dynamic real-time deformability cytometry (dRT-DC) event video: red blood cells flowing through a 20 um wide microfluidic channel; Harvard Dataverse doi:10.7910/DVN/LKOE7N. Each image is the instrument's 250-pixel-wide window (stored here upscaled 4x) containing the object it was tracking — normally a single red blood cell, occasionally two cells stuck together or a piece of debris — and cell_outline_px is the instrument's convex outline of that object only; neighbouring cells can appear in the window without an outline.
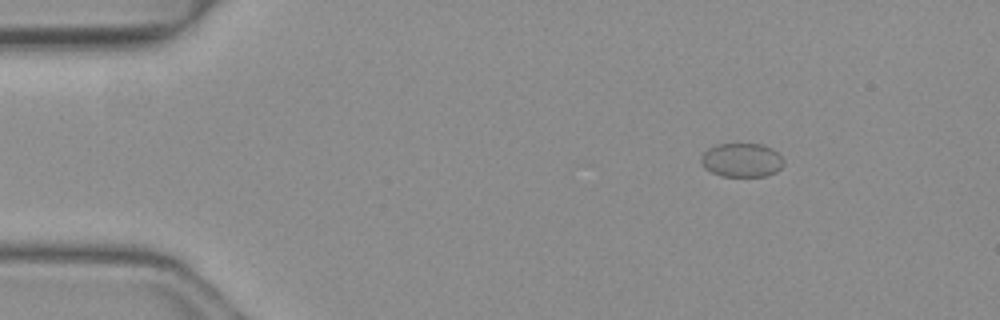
{"species": "common noctule bat (a hibernating species)", "species_latin": "Nyctalus noctula", "temperature_condition": "warm", "stored_images_in_passage": 17, "camera_frame_rate_fps": 3000, "um_per_image_px": 0.085, "animal": {"sex": "female", "body_mass_g": 19.3, "forearm_length_mm": 54.1}, "frame": {"image": 1, "passage_image": 1, "time_ms": 0.0, "image_size_px": [1000, 320], "cell_outline_px": [[784, 164], [776, 172], [768, 176], [720, 176], [704, 168], [700, 164], [700, 156], [708, 148], [716, 144], [760, 144], [772, 148], [784, 160]], "centroid_in_image_um": [63.02, 13.61], "position_along_channel_um": 22.0, "area_um2": 16.47}}
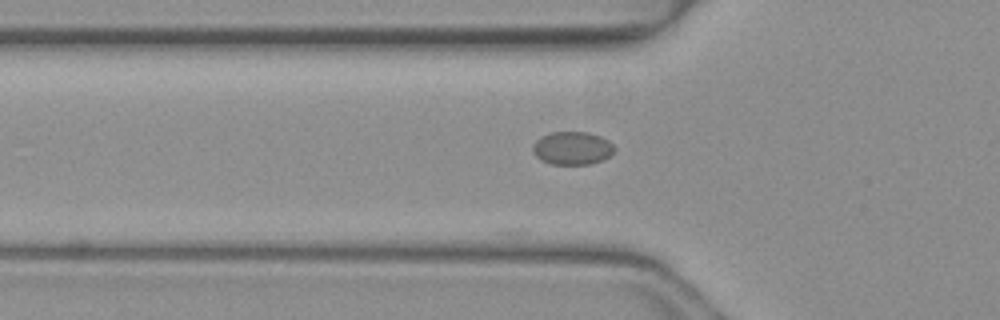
{"frame": {"image": 2, "passage_image": 11, "time_ms": 3.333, "image_size_px": [1000, 320], "cell_outline_px": [[616, 148], [604, 160], [588, 164], [552, 164], [540, 160], [532, 152], [532, 144], [540, 136], [548, 132], [588, 132], [600, 136], [608, 140]], "centroid_in_image_um": [48.61, 12.58], "position_along_channel_um": 77.2, "area_um2": 15.9}}
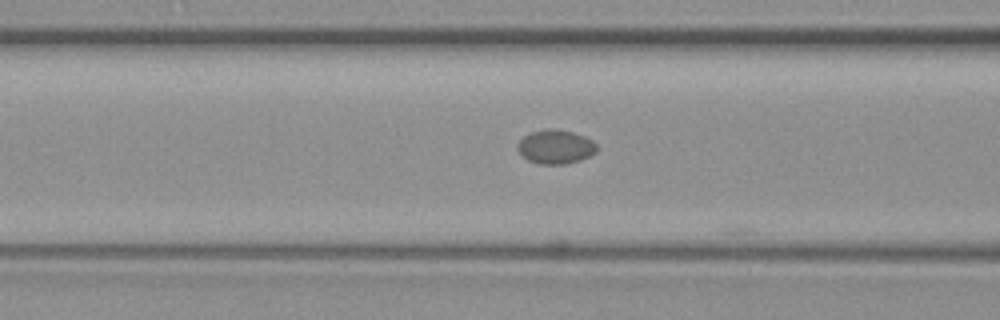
{"frame": {"image": 3, "passage_image": 14, "time_ms": 4.333, "image_size_px": [1000, 320], "cell_outline_px": [[596, 152], [580, 160], [568, 164], [540, 164], [528, 160], [516, 148], [516, 144], [524, 136], [532, 132], [544, 128], [556, 128], [572, 132], [584, 136], [592, 140], [596, 144]], "centroid_in_image_um": [47.21, 12.47], "position_along_channel_um": 119.4, "area_um2": 15.72}}